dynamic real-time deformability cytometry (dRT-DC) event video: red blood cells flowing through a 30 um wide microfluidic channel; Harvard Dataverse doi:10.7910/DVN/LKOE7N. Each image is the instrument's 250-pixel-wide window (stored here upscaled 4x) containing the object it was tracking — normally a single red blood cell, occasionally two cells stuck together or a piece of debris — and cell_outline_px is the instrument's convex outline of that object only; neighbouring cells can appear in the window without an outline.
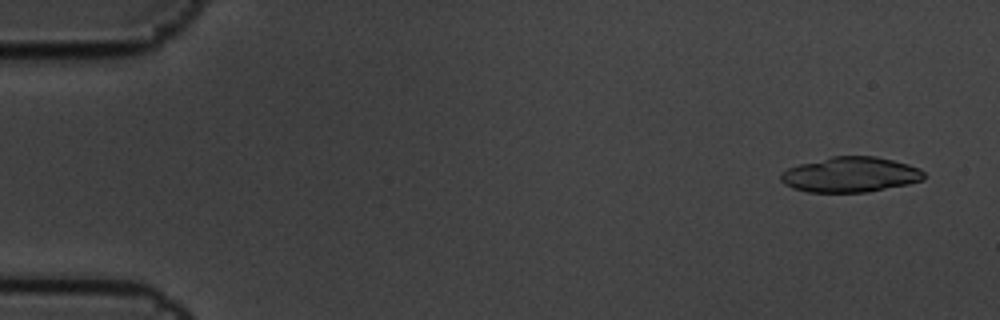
{"species": "common noctule bat (a hibernating species)", "species_latin": "Nyctalus noctula", "temperature_condition": "cold", "stored_images_in_passage": 5, "camera_frame_rate_fps": 3000, "um_per_image_px": 0.085, "animal": {"sex": "male", "body_mass_g": 19.5, "forearm_length_mm": 54.6}, "frame": {"image": 1, "passage_image": 1, "time_ms": 0.0, "image_size_px": [1000, 320], "cell_outline_px": [[924, 180], [908, 184], [868, 192], [808, 192], [792, 188], [784, 184], [780, 180], [780, 172], [788, 168], [800, 164], [832, 156], [876, 156], [908, 164], [920, 168], [924, 172]], "centroid_in_image_um": [72.28, 14.84], "position_along_channel_um": 12.7, "area_um2": 29.48}}